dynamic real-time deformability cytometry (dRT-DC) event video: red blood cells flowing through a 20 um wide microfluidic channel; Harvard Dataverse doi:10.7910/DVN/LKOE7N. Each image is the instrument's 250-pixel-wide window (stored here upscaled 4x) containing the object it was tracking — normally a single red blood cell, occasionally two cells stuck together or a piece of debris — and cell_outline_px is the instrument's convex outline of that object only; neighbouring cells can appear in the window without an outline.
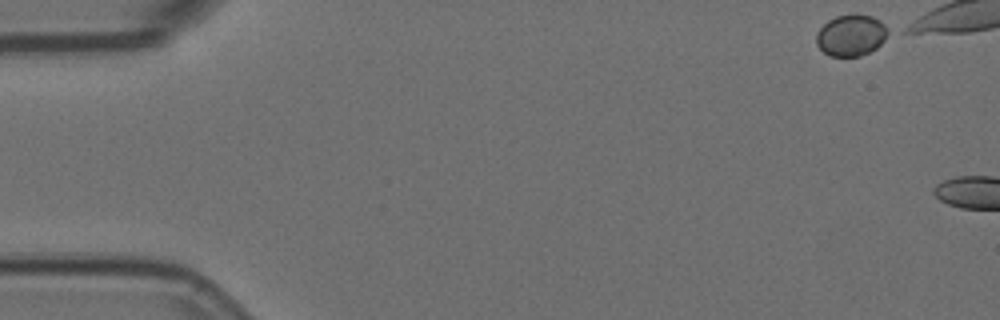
{"species": "Egyptian fruit bat (a non-hibernating species)", "species_latin": "Rousettus aegyptiacus", "temperature_condition": "room temperature", "stored_images_in_passage": 2, "camera_frame_rate_fps": 3000, "um_per_image_px": 0.085, "animal": {"sex": "female"}, "frame": {"image": 1, "passage_image": 1, "time_ms": 0.0, "image_size_px": [1000, 320], "cell_outline_px": [[892, 32], [876, 48], [860, 56], [828, 56], [816, 44], [816, 32], [828, 20], [836, 16], [872, 16], [880, 20], [892, 28]], "centroid_in_image_um": [72.38, 3.01], "position_along_channel_um": 12.6, "area_um2": 17.34}}